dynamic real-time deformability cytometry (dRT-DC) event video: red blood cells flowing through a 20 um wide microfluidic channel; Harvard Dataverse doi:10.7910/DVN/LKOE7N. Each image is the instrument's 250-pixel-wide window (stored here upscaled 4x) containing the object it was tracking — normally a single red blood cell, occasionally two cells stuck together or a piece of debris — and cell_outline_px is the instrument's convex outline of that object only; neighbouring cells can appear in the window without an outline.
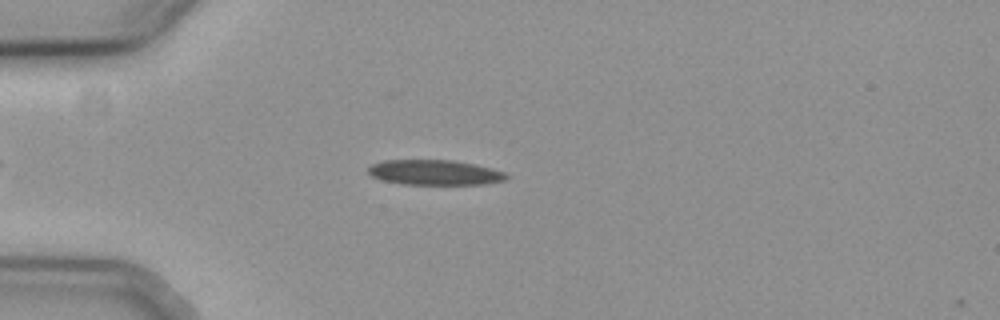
{"species": "common noctule bat (a hibernating species)", "species_latin": "Nyctalus noctula", "temperature_condition": "cold", "stored_images_in_passage": 12, "camera_frame_rate_fps": 3000, "um_per_image_px": 0.085, "animal": {"sex": "female", "body_mass_g": 19.3, "forearm_length_mm": 54.1}, "frame": {"image": 1, "passage_image": 10, "time_ms": 3.0, "image_size_px": [1000, 320], "cell_outline_px": [[508, 176], [504, 180], [484, 184], [400, 184], [380, 180], [372, 176], [368, 172], [368, 168], [372, 164], [384, 160], [452, 160], [492, 168], [504, 172]], "centroid_in_image_um": [36.9, 14.66], "position_along_channel_um": 48.1, "area_um2": 20.11}}